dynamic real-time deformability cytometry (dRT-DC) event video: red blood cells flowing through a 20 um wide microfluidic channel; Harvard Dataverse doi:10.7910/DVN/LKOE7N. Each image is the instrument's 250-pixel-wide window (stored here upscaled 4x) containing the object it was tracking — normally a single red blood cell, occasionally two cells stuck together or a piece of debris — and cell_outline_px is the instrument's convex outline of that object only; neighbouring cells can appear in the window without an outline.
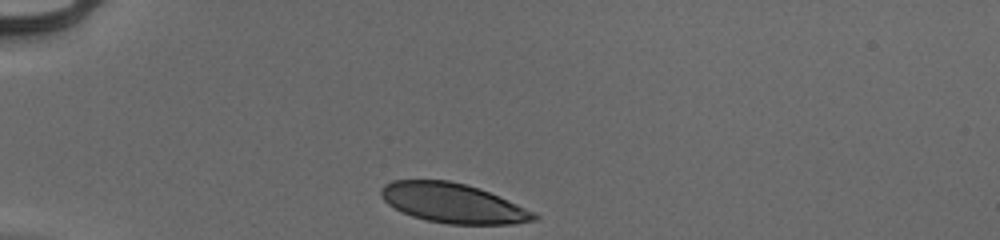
{"species": "human", "species_latin": "Homo sapiens", "temperature_condition": "cold", "stored_images_in_passage": 31, "camera_frame_rate_fps": 3000, "um_per_image_px": 0.085, "donor": {"sex": "male"}, "frame": {"image": 1, "passage_image": 1, "time_ms": 0.0, "image_size_px": [1000, 240], "cell_outline_px": [[540, 216], [536, 220], [516, 224], [448, 224], [424, 220], [412, 216], [388, 204], [380, 196], [380, 188], [384, 184], [392, 180], [448, 180], [480, 188], [516, 204]], "centroid_in_image_um": [38.47, 17.26], "position_along_channel_um": 46.5, "area_um2": 35.14}}
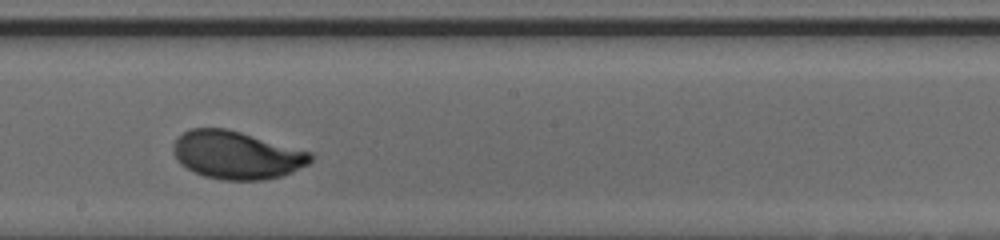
{"frame": {"image": 2, "passage_image": 18, "time_ms": 5.667, "image_size_px": [1000, 240], "cell_outline_px": [[312, 160], [308, 164], [292, 172], [280, 176], [264, 180], [224, 180], [204, 176], [192, 172], [180, 164], [176, 160], [172, 152], [172, 148], [176, 140], [184, 132], [192, 128], [228, 128], [312, 152]], "centroid_in_image_um": [20.1, 13.18], "position_along_channel_um": 228.1, "area_um2": 38.55}}
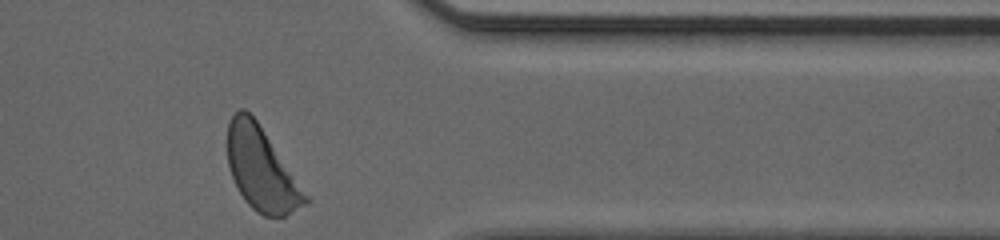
{"frame": {"image": 3, "passage_image": 31, "time_ms": 10.0, "image_size_px": [1000, 240], "cell_outline_px": [[312, 200], [308, 204], [284, 216], [264, 216], [256, 212], [244, 200], [232, 176], [228, 164], [228, 124], [232, 116], [240, 108], [244, 108], [256, 120]], "centroid_in_image_um": [22.24, 14.41], "position_along_channel_um": 389.2, "area_um2": 37.22}, "authors_computed_cell_mechanics": {"area_um2": 37.5122, "velocity_mm_per_s": 3.8965, "shape_relaxation_time_tau1_ms": 3.1697, "shape_relaxation_time_tau2_ms": null, "deformation_change_tau1": 0.1746, "deformation_change_tau2": null}}